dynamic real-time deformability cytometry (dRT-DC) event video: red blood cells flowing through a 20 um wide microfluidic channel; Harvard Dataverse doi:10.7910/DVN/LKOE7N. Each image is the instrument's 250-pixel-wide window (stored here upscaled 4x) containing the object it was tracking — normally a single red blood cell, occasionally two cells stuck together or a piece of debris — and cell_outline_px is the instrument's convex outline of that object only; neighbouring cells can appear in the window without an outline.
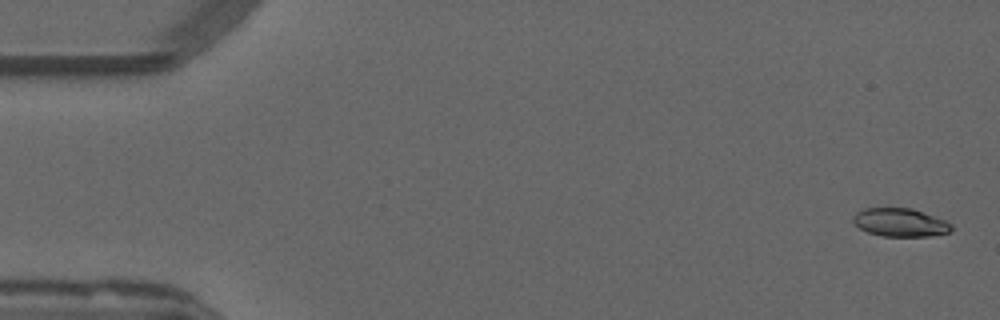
{"species": "common noctule bat (a hibernating species)", "species_latin": "Nyctalus noctula", "temperature_condition": "warm", "stored_images_in_passage": 54, "camera_frame_rate_fps": 3000, "um_per_image_px": 0.085, "animal": {"sex": "male", "forearm_length_mm": 52.5}, "frame": {"image": 1, "passage_image": 2, "time_ms": 0.333, "image_size_px": [1000, 320], "cell_outline_px": [[952, 232], [928, 236], [880, 236], [868, 232], [852, 224], [852, 216], [856, 212], [864, 208], [912, 208], [944, 220], [952, 224]], "centroid_in_image_um": [76.48, 18.91], "position_along_channel_um": 8.5, "area_um2": 16.3}}
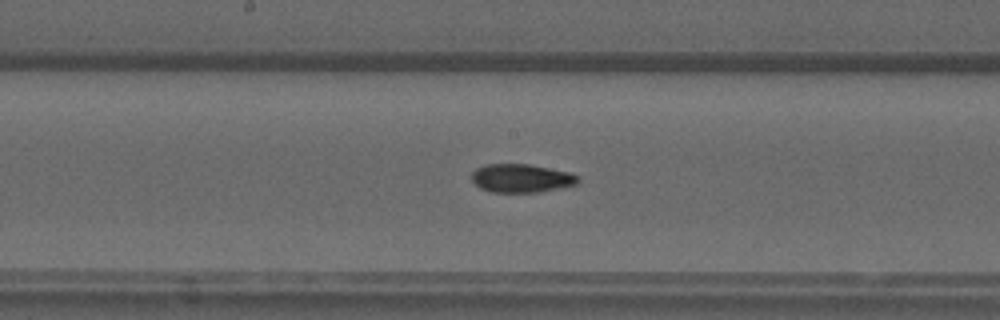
{"frame": {"image": 2, "passage_image": 28, "time_ms": 9.0, "image_size_px": [1000, 320], "cell_outline_px": [[580, 180], [576, 184], [560, 188], [536, 192], [492, 192], [480, 188], [472, 180], [472, 172], [476, 168], [484, 164], [532, 164], [568, 172], [580, 176]], "centroid_in_image_um": [44.32, 15.14], "position_along_channel_um": 203.9, "area_um2": 17.69}}
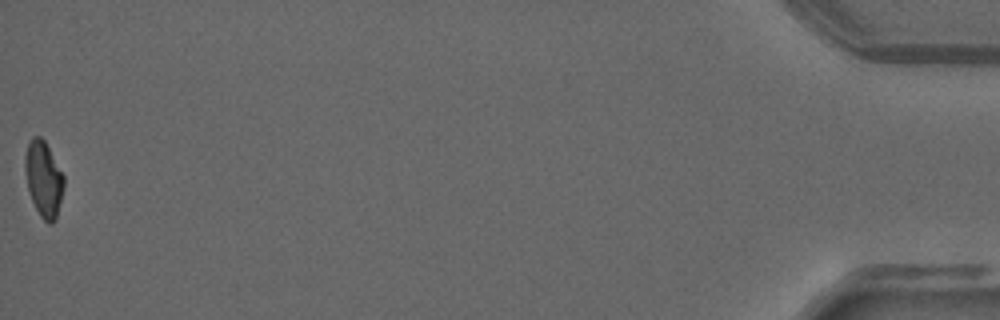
{"frame": {"image": 3, "passage_image": 54, "time_ms": 17.667, "image_size_px": [1000, 320], "cell_outline_px": [[64, 188], [56, 220], [52, 224], [48, 224], [40, 216], [32, 200], [28, 188], [24, 168], [24, 156], [28, 144], [32, 136], [40, 136], [44, 140], [64, 176]], "centroid_in_image_um": [3.71, 15.23], "position_along_channel_um": 431.5, "area_um2": 17.11}, "authors_computed_cell_mechanics": {"area_um2": 17.3978, "velocity_mm_per_s": 3.8332, "shape_relaxation_time_tau1_ms": 8.2145, "shape_relaxation_time_tau2_ms": 2.37, "deformation_change_tau1": 0.2352, "deformation_change_tau2": 0.0789}}